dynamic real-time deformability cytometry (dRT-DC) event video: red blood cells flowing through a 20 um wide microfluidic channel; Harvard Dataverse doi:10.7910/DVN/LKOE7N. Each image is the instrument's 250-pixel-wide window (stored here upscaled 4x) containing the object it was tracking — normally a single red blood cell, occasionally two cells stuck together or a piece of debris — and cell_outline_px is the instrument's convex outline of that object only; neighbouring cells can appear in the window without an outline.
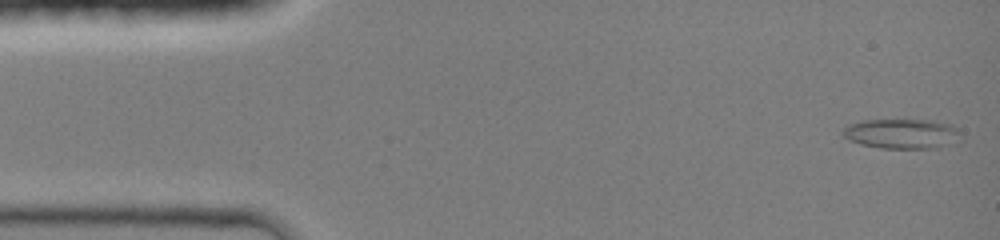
{"species": "common noctule bat (a hibernating species)", "species_latin": "Nyctalus noctula", "temperature_condition": "room temperature", "stored_images_in_passage": 44, "camera_frame_rate_fps": 3000, "um_per_image_px": 0.085, "animal": {"sex": "female", "body_mass_g": 19.0, "forearm_length_mm": 51.5}, "frame": {"image": 1, "passage_image": 1, "time_ms": 0.0, "image_size_px": [1000, 240], "cell_outline_px": [[956, 132], [952, 144], [936, 148], [880, 148], [860, 144], [848, 140], [840, 132], [848, 124], [864, 120], [932, 120], [952, 124], [956, 128]], "centroid_in_image_um": [76.56, 11.36], "position_along_channel_um": 8.4, "area_um2": 20.29}}
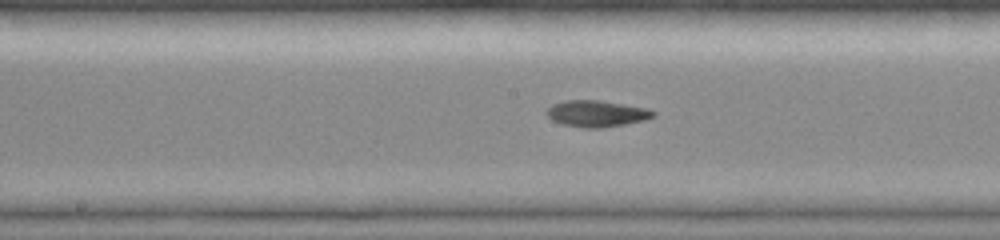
{"frame": {"image": 2, "passage_image": 22, "time_ms": 7.0, "image_size_px": [1000, 240], "cell_outline_px": [[656, 116], [644, 120], [624, 124], [600, 128], [584, 128], [564, 124], [552, 120], [544, 112], [552, 104], [564, 100], [600, 100], [648, 108], [656, 112]], "centroid_in_image_um": [50.71, 9.64], "position_along_channel_um": 197.5, "area_um2": 16.47}}
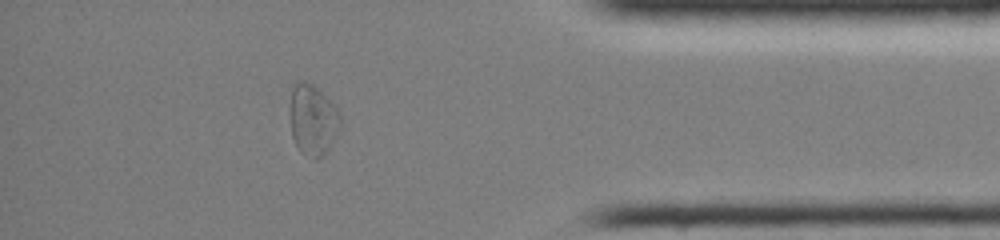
{"frame": {"image": 3, "passage_image": 38, "time_ms": 12.333, "image_size_px": [1000, 240], "cell_outline_px": [[340, 128], [336, 136], [328, 148], [316, 160], [304, 156], [300, 152], [292, 136], [288, 112], [288, 108], [292, 88], [300, 80], [304, 80], [312, 84], [340, 112]], "centroid_in_image_um": [26.54, 10.2], "position_along_channel_um": 408.7, "area_um2": 20.87}, "authors_computed_cell_mechanics": {"area_um2": 16.4441, "velocity_mm_per_s": 4.3161, "shape_relaxation_time_tau1_ms": 4.4595, "shape_relaxation_time_tau2_ms": 6.3155, "deformation_change_tau1": 0.1612, "deformation_change_tau2": 0.1366}}